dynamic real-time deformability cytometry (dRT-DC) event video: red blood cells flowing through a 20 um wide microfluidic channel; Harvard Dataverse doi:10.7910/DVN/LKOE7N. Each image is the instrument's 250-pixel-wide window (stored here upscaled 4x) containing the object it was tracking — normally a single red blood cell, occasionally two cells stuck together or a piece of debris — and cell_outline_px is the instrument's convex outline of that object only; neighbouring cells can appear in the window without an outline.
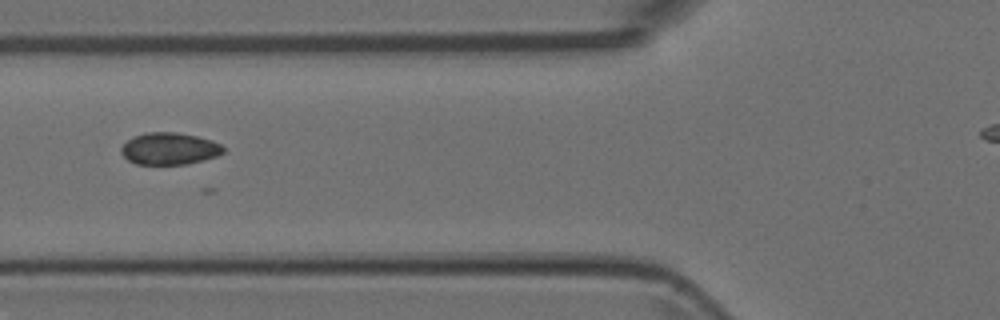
{"species": "Egyptian fruit bat (a non-hibernating species)", "species_latin": "Rousettus aegyptiacus", "temperature_condition": "room temperature", "stored_images_in_passage": 6, "camera_frame_rate_fps": 3000, "um_per_image_px": 0.085, "animal": {"sex": "female"}, "frame": {"image": 1, "passage_image": 2, "time_ms": 0.333, "image_size_px": [1000, 320], "cell_outline_px": [[224, 152], [216, 156], [204, 160], [188, 164], [136, 164], [128, 160], [120, 152], [120, 148], [132, 136], [144, 132], [176, 132], [196, 136], [212, 140], [220, 144], [224, 148]], "centroid_in_image_um": [14.38, 12.63], "position_along_channel_um": 111.4, "area_um2": 19.13}}
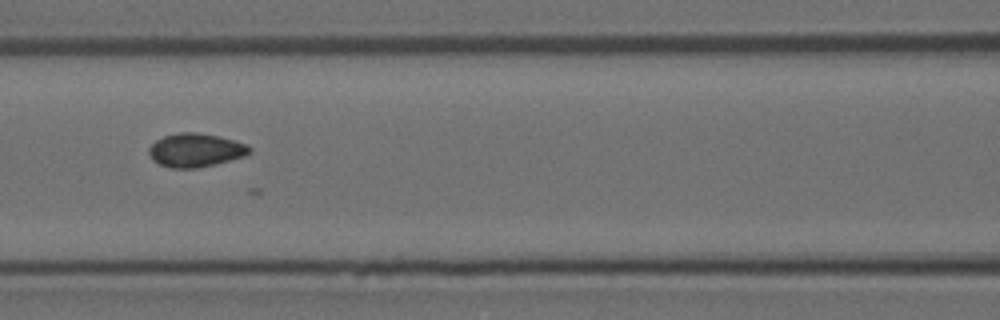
{"frame": {"image": 2, "passage_image": 3, "time_ms": 0.667, "image_size_px": [1000, 320], "cell_outline_px": [[252, 152], [244, 156], [216, 164], [196, 168], [172, 168], [160, 164], [152, 160], [148, 152], [148, 148], [156, 140], [164, 136], [180, 132], [196, 132], [220, 136], [236, 140], [248, 144], [252, 148]], "centroid_in_image_um": [16.65, 12.75], "position_along_channel_um": 149.9, "area_um2": 19.88}}
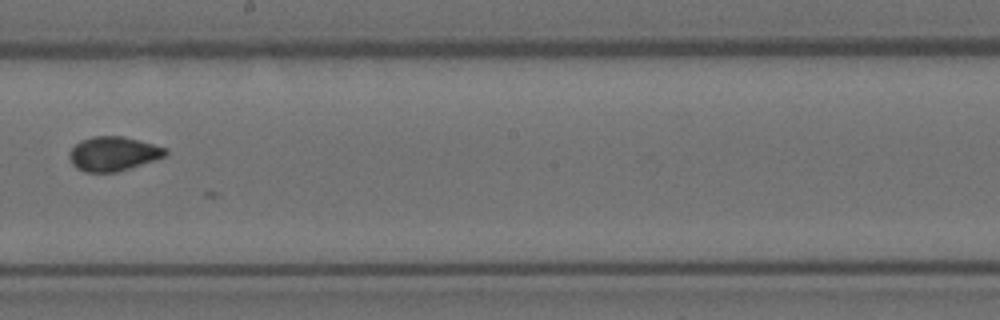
{"frame": {"image": 3, "passage_image": 5, "time_ms": 1.333, "image_size_px": [1000, 320], "cell_outline_px": [[168, 152], [164, 156], [116, 172], [84, 172], [76, 168], [72, 164], [68, 156], [68, 152], [80, 140], [92, 136], [124, 136], [168, 148]], "centroid_in_image_um": [9.58, 13.05], "position_along_channel_um": 238.6, "area_um2": 19.13}}